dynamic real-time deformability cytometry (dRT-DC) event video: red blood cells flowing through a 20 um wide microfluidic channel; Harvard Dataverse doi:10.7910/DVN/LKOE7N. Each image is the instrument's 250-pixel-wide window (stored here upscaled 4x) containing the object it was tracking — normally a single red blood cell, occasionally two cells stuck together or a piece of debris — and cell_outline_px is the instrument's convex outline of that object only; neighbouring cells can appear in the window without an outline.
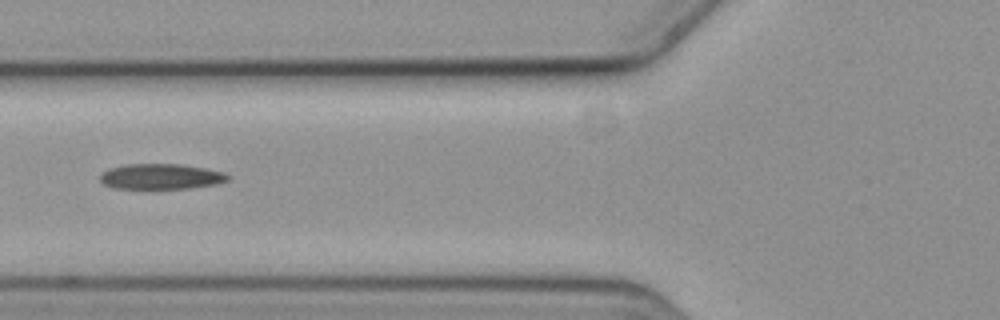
{"species": "common noctule bat (a hibernating species)", "species_latin": "Nyctalus noctula", "temperature_condition": "cold", "stored_images_in_passage": 31, "camera_frame_rate_fps": 3000, "um_per_image_px": 0.085, "animal": {"sex": "female", "body_mass_g": 19.3, "forearm_length_mm": 54.1}, "frame": {"image": 1, "passage_image": 18, "time_ms": 5.667, "image_size_px": [1000, 320], "cell_outline_px": [[232, 176], [228, 180], [216, 184], [192, 188], [116, 188], [104, 184], [100, 180], [100, 172], [124, 164], [184, 164], [224, 172]], "centroid_in_image_um": [13.71, 14.99], "position_along_channel_um": 112.1, "area_um2": 18.96}}